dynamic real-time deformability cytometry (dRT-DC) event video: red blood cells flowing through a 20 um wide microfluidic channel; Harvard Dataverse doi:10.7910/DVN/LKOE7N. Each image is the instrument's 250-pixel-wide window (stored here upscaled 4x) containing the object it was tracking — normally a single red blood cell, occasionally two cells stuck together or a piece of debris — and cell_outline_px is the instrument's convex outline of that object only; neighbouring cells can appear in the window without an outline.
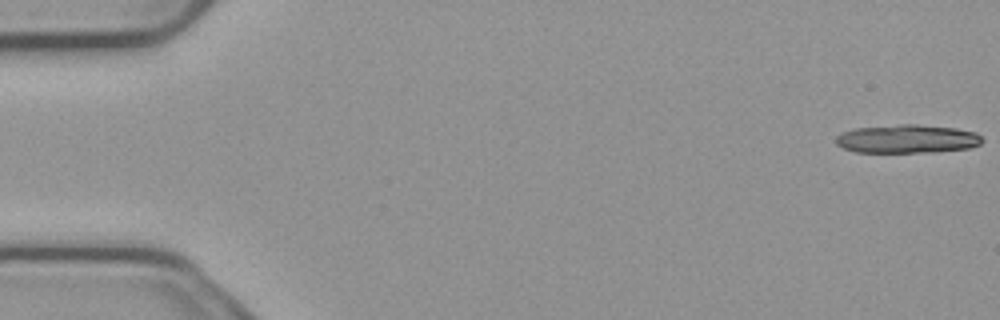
{"species": "common noctule bat (a hibernating species)", "species_latin": "Nyctalus noctula", "temperature_condition": "cold", "stored_images_in_passage": 13, "camera_frame_rate_fps": 3000, "um_per_image_px": 0.085, "animal": {"sex": "male", "body_mass_g": 23.1, "forearm_length_mm": 52.7}, "frame": {"image": 1, "passage_image": 1, "time_ms": 0.0, "image_size_px": [1000, 320], "cell_outline_px": [[984, 140], [980, 144], [968, 148], [932, 152], [856, 152], [844, 148], [836, 144], [836, 136], [844, 132], [856, 128], [900, 124], [916, 124], [956, 128], [976, 132]], "centroid_in_image_um": [77.13, 11.8], "position_along_channel_um": 7.9, "area_um2": 24.22}}